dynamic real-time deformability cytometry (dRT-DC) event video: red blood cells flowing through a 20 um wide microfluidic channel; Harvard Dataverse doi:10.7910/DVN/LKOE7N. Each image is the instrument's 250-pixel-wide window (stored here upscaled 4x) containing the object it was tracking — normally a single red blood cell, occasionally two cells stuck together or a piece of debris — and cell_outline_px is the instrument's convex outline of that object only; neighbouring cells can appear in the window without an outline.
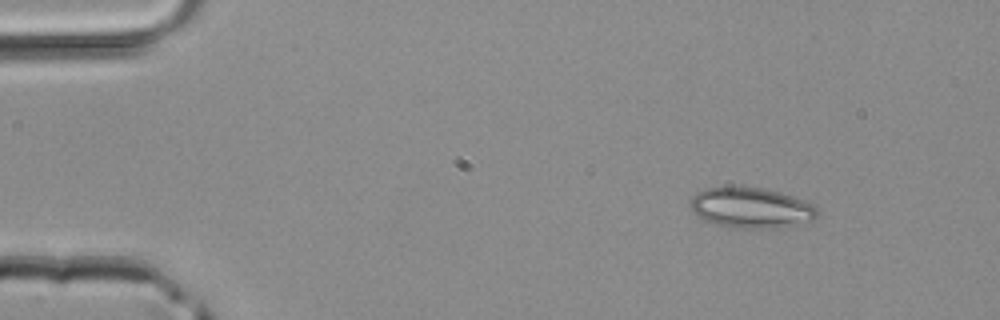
{"species": "common noctule bat (a hibernating species)", "species_latin": "Nyctalus noctula", "temperature_condition": "room temperature", "stored_images_in_passage": 40, "camera_frame_rate_fps": 3000, "um_per_image_px": 0.085, "animal": {"sex": "male", "body_mass_g": 20.4}, "frame": {"image": 1, "passage_image": 1, "time_ms": 0.0, "image_size_px": [1000, 320], "cell_outline_px": [[820, 212], [812, 220], [780, 228], [740, 228], [716, 224], [704, 220], [688, 204], [692, 196], [696, 192], [704, 188], [760, 188], [780, 192], [792, 196], [812, 204]], "centroid_in_image_um": [63.85, 17.67], "position_along_channel_um": 21.2, "area_um2": 29.48}}
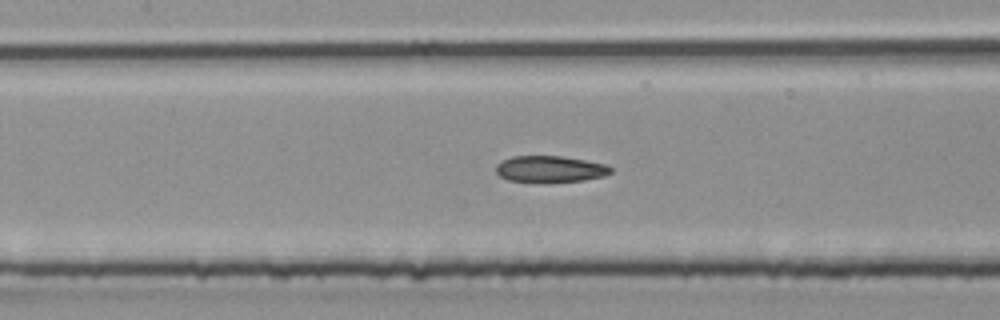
{"frame": {"image": 2, "passage_image": 16, "time_ms": 5.0, "image_size_px": [1000, 320], "cell_outline_px": [[612, 172], [604, 176], [584, 180], [508, 180], [500, 176], [496, 172], [496, 164], [500, 160], [512, 156], [560, 156], [584, 160], [604, 164], [612, 168]], "centroid_in_image_um": [46.73, 14.33], "position_along_channel_um": 160.7, "area_um2": 17.05}}
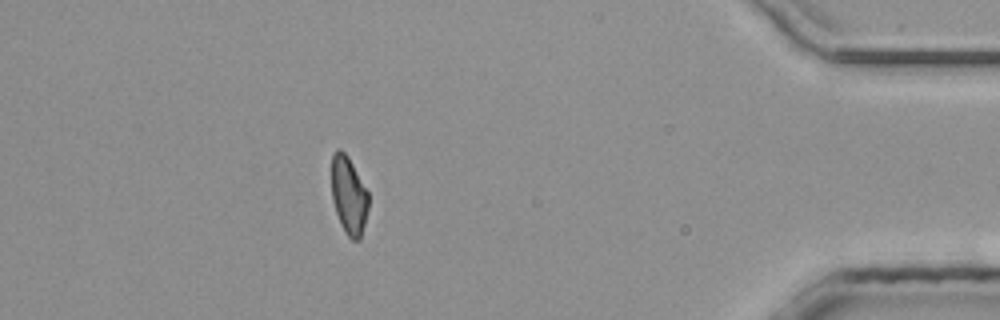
{"frame": {"image": 3, "passage_image": 35, "time_ms": 11.333, "image_size_px": [1000, 320], "cell_outline_px": [[368, 208], [360, 240], [352, 240], [348, 236], [340, 224], [332, 200], [332, 156], [336, 148], [340, 148], [348, 156], [368, 192]], "centroid_in_image_um": [29.64, 16.6], "position_along_channel_um": 405.6, "area_um2": 16.65}}